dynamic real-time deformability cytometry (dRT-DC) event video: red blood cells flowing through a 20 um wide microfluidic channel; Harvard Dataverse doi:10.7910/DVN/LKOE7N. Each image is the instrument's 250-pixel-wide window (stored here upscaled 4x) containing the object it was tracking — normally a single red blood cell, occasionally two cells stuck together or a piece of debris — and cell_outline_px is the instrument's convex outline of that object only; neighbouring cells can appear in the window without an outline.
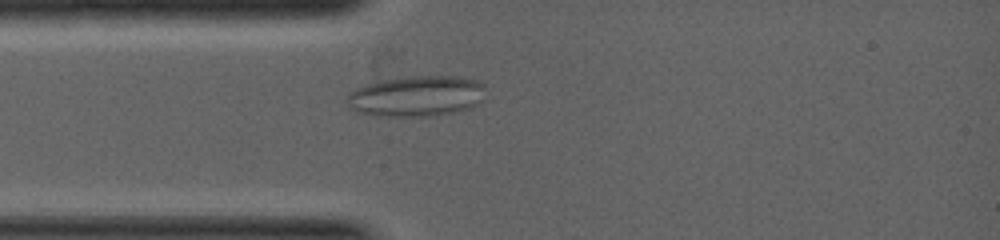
{"species": "common noctule bat (a hibernating species)", "species_latin": "Nyctalus noctula", "temperature_condition": "warm", "stored_images_in_passage": 8, "camera_frame_rate_fps": 5000, "um_per_image_px": 0.085, "animal": {"sex": "female", "body_mass_g": 19.0, "forearm_length_mm": 53.3}, "frame": {"image": 1, "passage_image": 5, "time_ms": 1.4, "image_size_px": [1000, 240], "cell_outline_px": [[484, 100], [468, 108], [452, 112], [428, 116], [380, 116], [356, 112], [344, 100], [348, 92], [356, 88], [368, 84], [384, 80], [408, 76], [460, 76], [480, 80], [484, 84]], "centroid_in_image_um": [35.41, 8.16], "position_along_channel_um": 49.6, "area_um2": 33.06}}
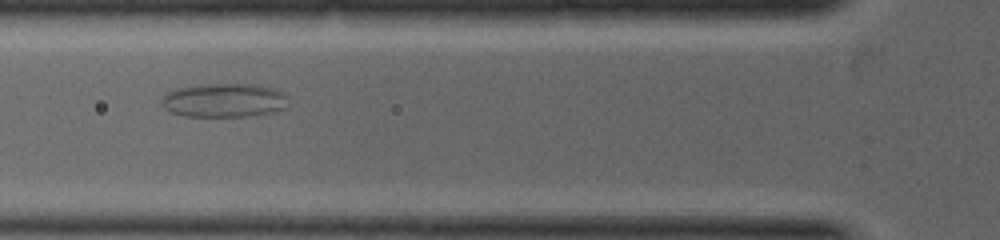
{"frame": {"image": 2, "passage_image": 7, "time_ms": 2.2, "image_size_px": [1000, 240], "cell_outline_px": [[288, 96], [284, 108], [268, 112], [248, 116], [184, 116], [168, 112], [160, 104], [160, 100], [168, 92], [176, 88], [204, 84], [256, 84], [276, 88], [284, 92]], "centroid_in_image_um": [19.01, 8.51], "position_along_channel_um": 106.8, "area_um2": 25.14}}